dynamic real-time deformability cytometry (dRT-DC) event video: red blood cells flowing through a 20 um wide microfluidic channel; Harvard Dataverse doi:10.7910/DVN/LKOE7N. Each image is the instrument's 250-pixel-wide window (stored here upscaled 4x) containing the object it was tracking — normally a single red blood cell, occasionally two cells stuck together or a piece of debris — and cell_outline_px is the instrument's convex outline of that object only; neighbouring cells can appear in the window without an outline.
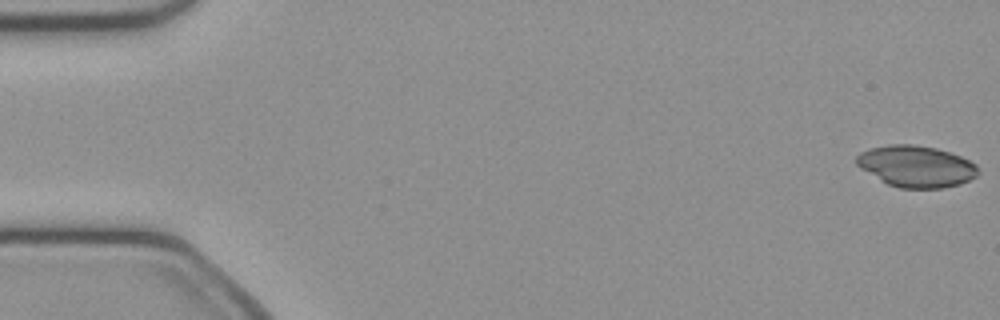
{"species": "common noctule bat (a hibernating species)", "species_latin": "Nyctalus noctula", "temperature_condition": "cold", "stored_images_in_passage": 50, "camera_frame_rate_fps": 3000, "um_per_image_px": 0.085, "animal": {"sex": "female", "body_mass_g": 21.9}, "frame": {"image": 1, "passage_image": 1, "time_ms": 0.0, "image_size_px": [1000, 320], "cell_outline_px": [[980, 172], [976, 176], [960, 184], [944, 188], [900, 188], [888, 184], [880, 180], [860, 168], [856, 164], [856, 156], [860, 152], [868, 148], [888, 144], [912, 144], [936, 148], [960, 156], [976, 164]], "centroid_in_image_um": [77.86, 14.13], "position_along_channel_um": 7.1, "area_um2": 29.48}}